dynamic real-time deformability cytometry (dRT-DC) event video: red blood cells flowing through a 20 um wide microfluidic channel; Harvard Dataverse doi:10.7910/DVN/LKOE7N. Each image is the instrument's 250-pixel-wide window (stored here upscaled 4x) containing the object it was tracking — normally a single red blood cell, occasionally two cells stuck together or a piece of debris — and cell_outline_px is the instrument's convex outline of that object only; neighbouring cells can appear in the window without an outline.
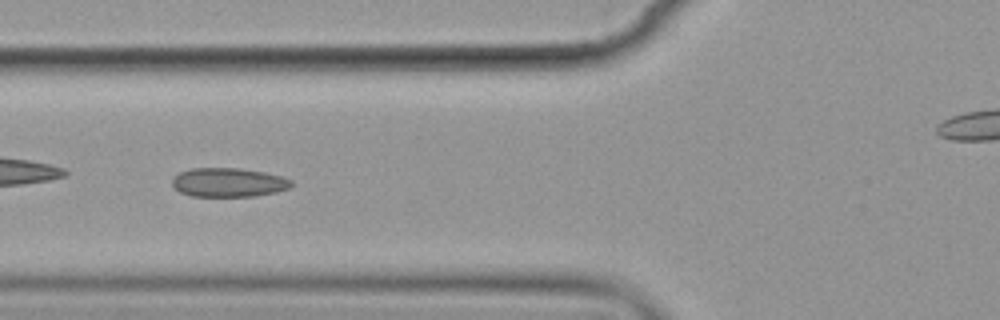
{"species": "common noctule bat (a hibernating species)", "species_latin": "Nyctalus noctula", "temperature_condition": "cold", "stored_images_in_passage": 6, "camera_frame_rate_fps": 3000, "um_per_image_px": 0.085, "animal": {"sex": "female", "body_mass_g": 19.9}, "frame": {"image": 1, "passage_image": 4, "time_ms": 3.333, "image_size_px": [1000, 320], "cell_outline_px": [[292, 184], [288, 188], [276, 192], [252, 196], [192, 196], [180, 192], [172, 184], [172, 176], [180, 172], [192, 168], [240, 168], [264, 172], [280, 176], [292, 180]], "centroid_in_image_um": [19.39, 15.5], "position_along_channel_um": 106.4, "area_um2": 20.06}}
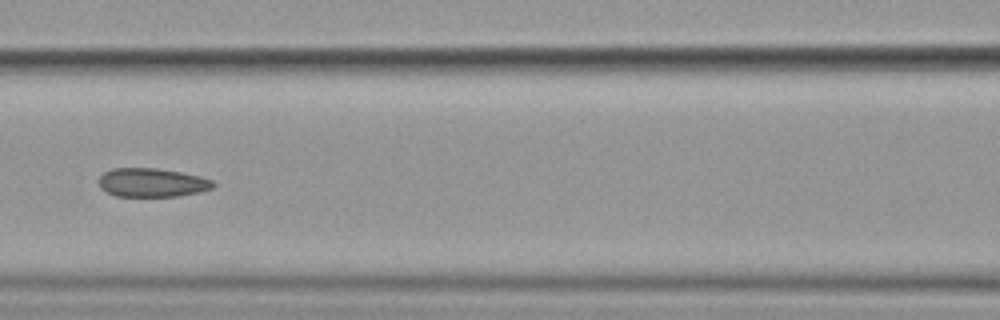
{"frame": {"image": 2, "passage_image": 5, "time_ms": 4.667, "image_size_px": [1000, 320], "cell_outline_px": [[216, 184], [212, 188], [200, 192], [176, 196], [116, 196], [100, 188], [100, 176], [104, 172], [112, 168], [156, 168], [180, 172], [200, 176], [212, 180]], "centroid_in_image_um": [12.93, 15.51], "position_along_channel_um": 153.7, "area_um2": 19.07}}
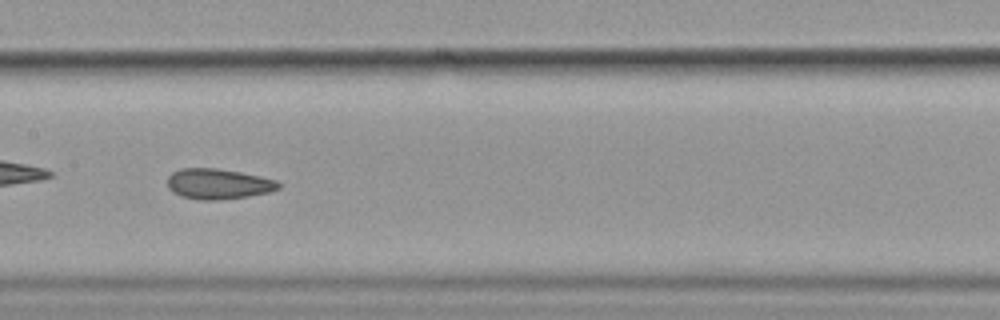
{"frame": {"image": 3, "passage_image": 6, "time_ms": 5.667, "image_size_px": [1000, 320], "cell_outline_px": [[280, 188], [268, 192], [248, 196], [216, 200], [200, 200], [180, 196], [172, 192], [168, 188], [168, 176], [172, 172], [180, 168], [216, 168], [240, 172], [260, 176], [276, 180], [280, 184]], "centroid_in_image_um": [18.52, 15.63], "position_along_channel_um": 188.9, "area_um2": 19.71}}